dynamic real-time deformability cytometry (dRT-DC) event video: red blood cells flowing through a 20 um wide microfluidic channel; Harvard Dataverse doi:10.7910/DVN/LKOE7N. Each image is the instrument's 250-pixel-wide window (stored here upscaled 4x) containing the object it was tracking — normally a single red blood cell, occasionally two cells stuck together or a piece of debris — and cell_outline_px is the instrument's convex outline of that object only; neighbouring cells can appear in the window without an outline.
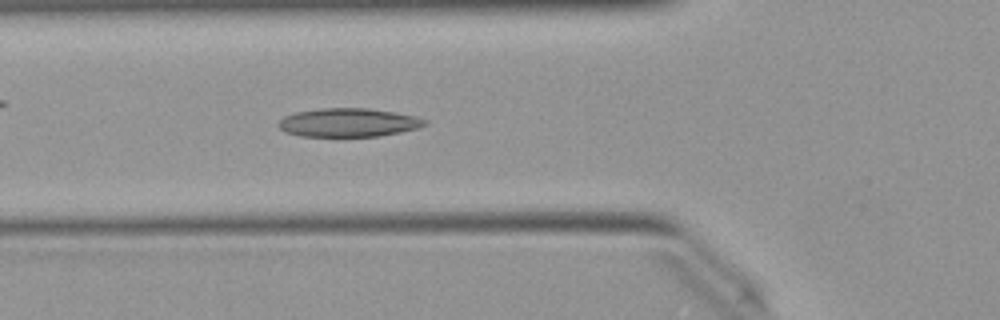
{"species": "Egyptian fruit bat (a non-hibernating species)", "species_latin": "Rousettus aegyptiacus", "temperature_condition": "warm", "stored_images_in_passage": 40, "camera_frame_rate_fps": 3000, "um_per_image_px": 0.085, "animal": {"sex": "female"}, "frame": {"image": 1, "passage_image": 8, "time_ms": 2.333, "image_size_px": [1000, 320], "cell_outline_px": [[428, 124], [420, 128], [380, 136], [300, 136], [284, 132], [276, 124], [284, 116], [296, 112], [320, 108], [368, 108], [416, 116], [428, 120]], "centroid_in_image_um": [29.63, 10.42], "position_along_channel_um": 96.2, "area_um2": 24.51}}
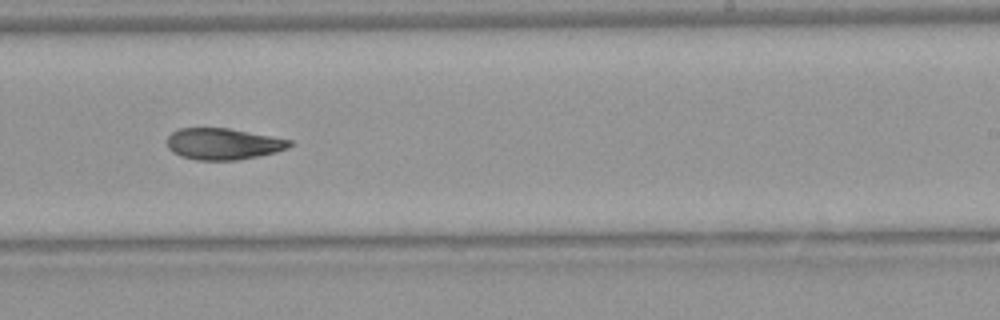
{"frame": {"image": 2, "passage_image": 21, "time_ms": 6.667, "image_size_px": [1000, 320], "cell_outline_px": [[292, 144], [288, 148], [276, 152], [236, 160], [196, 160], [180, 156], [172, 152], [168, 148], [168, 136], [172, 132], [180, 128], [228, 128], [292, 140]], "centroid_in_image_um": [18.95, 12.23], "position_along_channel_um": 270.0, "area_um2": 22.31}}
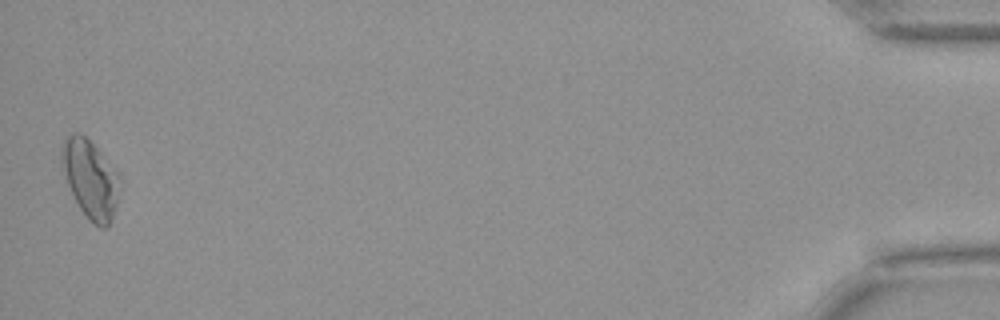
{"frame": {"image": 3, "passage_image": 40, "time_ms": 13.0, "image_size_px": [1000, 320], "cell_outline_px": [[120, 176], [116, 204], [108, 228], [100, 228], [88, 220], [80, 208], [68, 184], [60, 160], [60, 152], [64, 140], [68, 136], [76, 132], [80, 132], [120, 172]], "centroid_in_image_um": [7.68, 15.21], "position_along_channel_um": 427.5, "area_um2": 26.18}, "authors_computed_cell_mechanics": {"area_um2": 23.4379, "velocity_mm_per_s": 4.0161, "shape_relaxation_time_tau1_ms": 8.9482, "shape_relaxation_time_tau2_ms": 6.2578, "deformation_change_tau1": 0.203, "deformation_change_tau2": 0.1163}}